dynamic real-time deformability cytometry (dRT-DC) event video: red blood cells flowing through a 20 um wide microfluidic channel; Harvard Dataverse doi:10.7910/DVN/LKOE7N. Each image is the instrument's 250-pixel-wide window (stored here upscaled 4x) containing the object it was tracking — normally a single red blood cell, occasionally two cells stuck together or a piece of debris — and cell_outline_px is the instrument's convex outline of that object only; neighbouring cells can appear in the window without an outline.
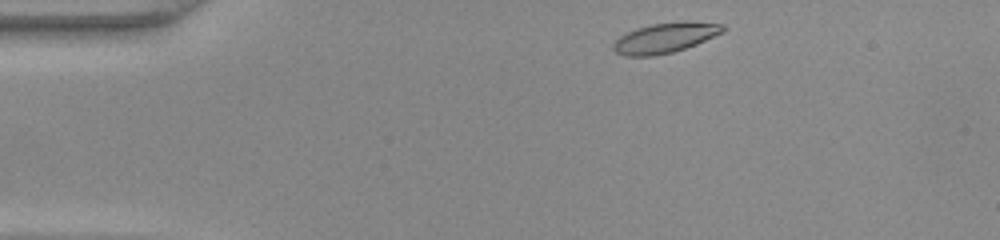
{"species": "common noctule bat (a hibernating species)", "species_latin": "Nyctalus noctula", "temperature_condition": "warm", "stored_images_in_passage": 40, "camera_frame_rate_fps": 3000, "um_per_image_px": 0.085, "animal": {"sex": "female", "body_mass_g": 22.0, "forearm_length_mm": 56.7}, "frame": {"image": 1, "passage_image": 1, "time_ms": 0.0, "image_size_px": [1000, 240], "cell_outline_px": [[728, 28], [724, 32], [696, 44], [672, 52], [652, 56], [624, 56], [616, 52], [612, 48], [612, 44], [620, 36], [636, 28], [652, 24], [680, 20], [688, 20], [724, 24]], "centroid_in_image_um": [56.58, 3.19], "position_along_channel_um": 28.4, "area_um2": 19.48}}
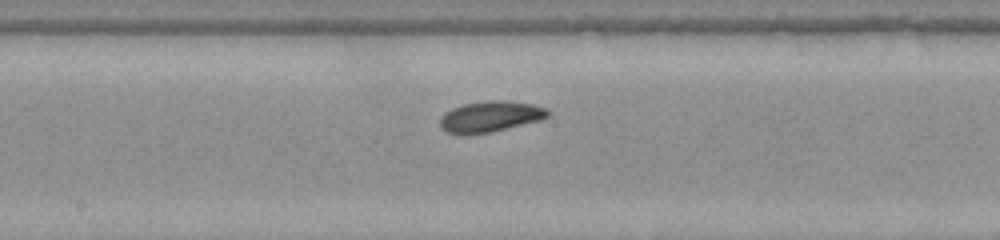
{"frame": {"image": 2, "passage_image": 18, "time_ms": 5.667, "image_size_px": [1000, 240], "cell_outline_px": [[548, 116], [540, 120], [488, 132], [448, 132], [440, 128], [440, 116], [444, 112], [452, 108], [464, 104], [488, 100], [504, 100], [532, 104], [544, 108], [548, 112]], "centroid_in_image_um": [41.65, 9.87], "position_along_channel_um": 206.5, "area_um2": 18.73}}
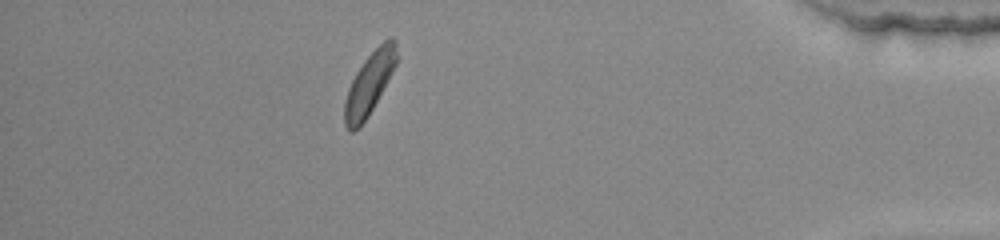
{"frame": {"image": 3, "passage_image": 35, "time_ms": 11.333, "image_size_px": [1000, 240], "cell_outline_px": [[400, 56], [392, 72], [368, 116], [352, 132], [344, 124], [344, 104], [348, 88], [356, 72], [364, 60], [388, 36], [392, 36], [396, 40]], "centroid_in_image_um": [31.43, 7.01], "position_along_channel_um": 403.8, "area_um2": 18.67}}